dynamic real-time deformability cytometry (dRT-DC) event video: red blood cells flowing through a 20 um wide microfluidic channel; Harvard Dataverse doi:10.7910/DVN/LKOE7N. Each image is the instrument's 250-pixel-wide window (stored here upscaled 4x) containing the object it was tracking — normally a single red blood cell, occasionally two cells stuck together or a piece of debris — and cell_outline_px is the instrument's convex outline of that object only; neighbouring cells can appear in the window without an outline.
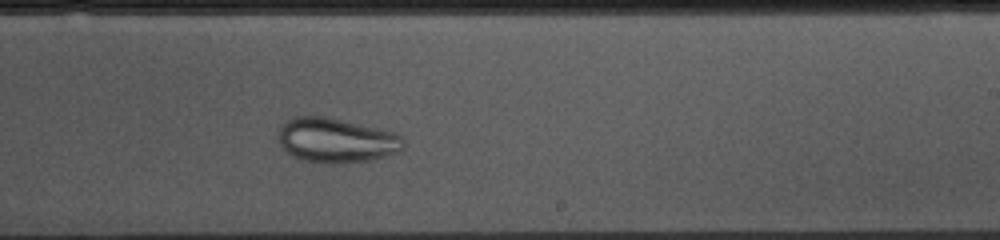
{"species": "common noctule bat (a hibernating species)", "species_latin": "Nyctalus noctula", "temperature_condition": "cold", "stored_images_in_passage": 45, "camera_frame_rate_fps": 3000, "um_per_image_px": 0.085, "animal": {"sex": "female", "body_mass_g": 10.0, "forearm_length_mm": 53.1}, "frame": {"image": 1, "passage_image": 26, "time_ms": 8.333, "image_size_px": [1000, 240], "cell_outline_px": [[404, 148], [396, 152], [384, 156], [368, 160], [328, 164], [304, 160], [292, 156], [280, 144], [276, 136], [280, 128], [292, 116], [328, 116], [380, 128], [404, 136]], "centroid_in_image_um": [28.57, 11.91], "position_along_channel_um": 260.4, "area_um2": 32.66}}